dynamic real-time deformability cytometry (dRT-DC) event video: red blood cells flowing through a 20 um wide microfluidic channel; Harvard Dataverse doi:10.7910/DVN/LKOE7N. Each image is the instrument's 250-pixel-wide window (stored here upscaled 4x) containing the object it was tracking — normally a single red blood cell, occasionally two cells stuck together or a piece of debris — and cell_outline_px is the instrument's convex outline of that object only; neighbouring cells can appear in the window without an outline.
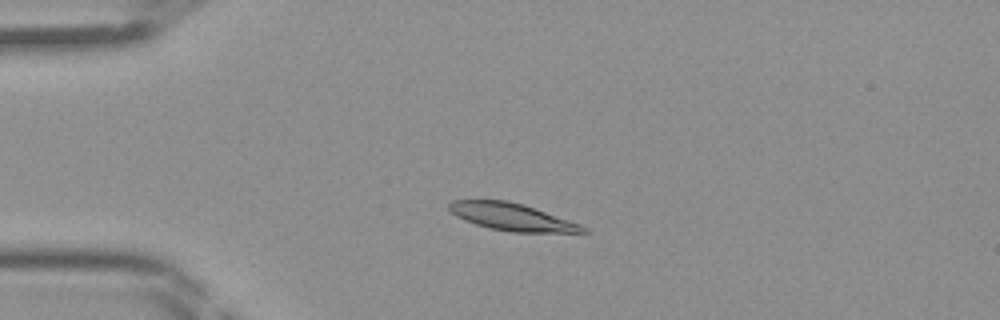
{"species": "Egyptian fruit bat (a non-hibernating species)", "species_latin": "Rousettus aegyptiacus", "temperature_condition": "room temperature", "stored_images_in_passage": 35, "camera_frame_rate_fps": 3000, "um_per_image_px": 0.085, "frame": {"image": 1, "passage_image": 1, "time_ms": 0.0, "image_size_px": [1000, 320], "cell_outline_px": [[588, 232], [512, 232], [488, 228], [464, 220], [456, 216], [448, 208], [448, 204], [452, 200], [508, 200], [524, 204], [580, 224], [588, 228]], "centroid_in_image_um": [43.49, 18.43], "position_along_channel_um": 41.5, "area_um2": 21.21}}
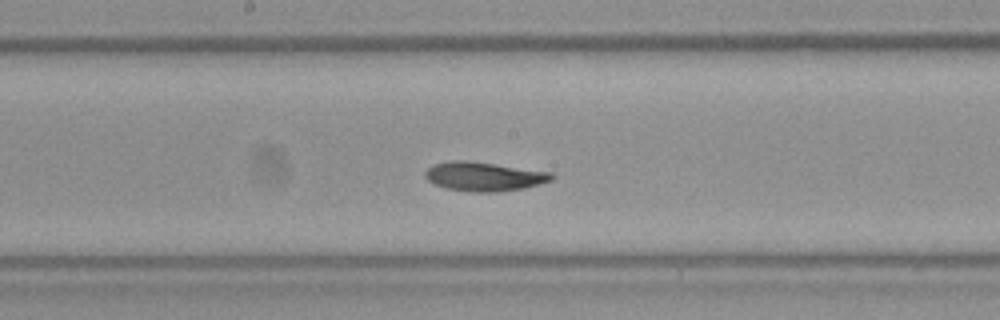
{"frame": {"image": 2, "passage_image": 14, "time_ms": 4.333, "image_size_px": [1000, 320], "cell_outline_px": [[556, 176], [552, 180], [524, 188], [496, 192], [472, 192], [444, 188], [428, 180], [424, 176], [424, 172], [432, 164], [452, 160], [464, 160], [552, 172]], "centroid_in_image_um": [41.12, 15.0], "position_along_channel_um": 207.1, "area_um2": 21.39}}
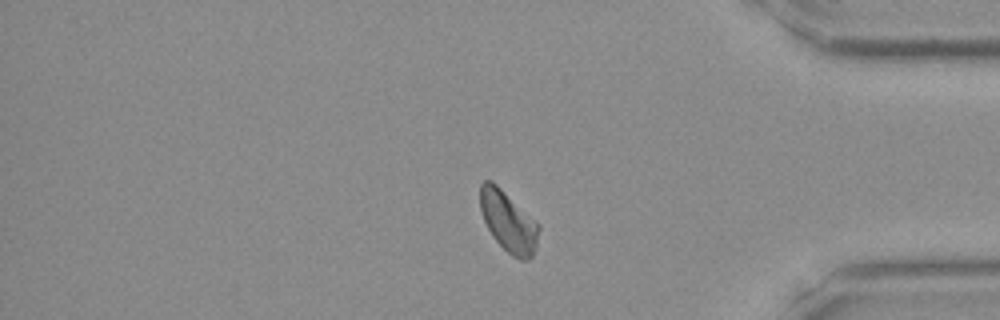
{"frame": {"image": 3, "passage_image": 28, "time_ms": 9.0, "image_size_px": [1000, 320], "cell_outline_px": [[540, 228], [536, 248], [532, 256], [528, 260], [520, 260], [512, 256], [492, 236], [484, 220], [480, 208], [480, 184], [484, 180], [492, 180], [536, 220], [540, 224]], "centroid_in_image_um": [43.23, 18.83], "position_along_channel_um": 392.0, "area_um2": 20.81}}